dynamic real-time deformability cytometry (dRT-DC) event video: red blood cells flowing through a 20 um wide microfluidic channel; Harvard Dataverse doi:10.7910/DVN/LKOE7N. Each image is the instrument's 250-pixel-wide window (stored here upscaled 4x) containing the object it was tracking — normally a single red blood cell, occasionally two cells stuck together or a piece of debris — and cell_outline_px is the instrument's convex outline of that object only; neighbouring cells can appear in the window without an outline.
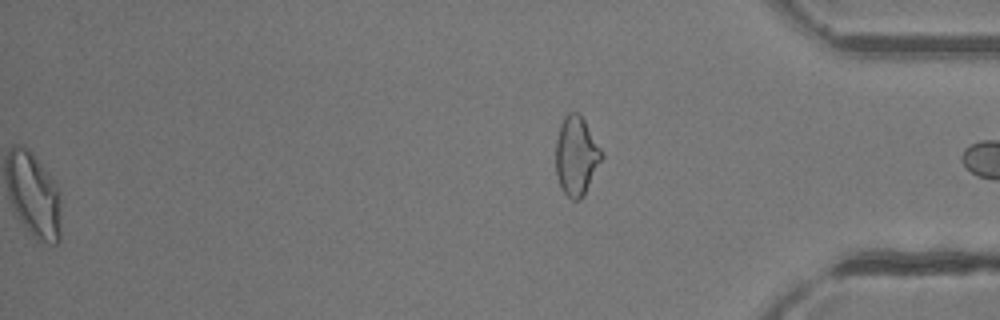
{"species": "common noctule bat (a hibernating species)", "species_latin": "Nyctalus noctula", "temperature_condition": "room temperature", "stored_images_in_passage": 47, "segment_of_instrument_passage": [2, 2], "camera_frame_rate_fps": 3000, "um_per_image_px": 0.085, "animal": {"sex": "female"}, "frame": {"image": 1, "passage_image": 47, "time_ms": 15.333, "image_size_px": [1000, 320], "cell_outline_px": [[604, 156], [584, 196], [580, 200], [572, 200], [564, 192], [560, 184], [556, 172], [556, 140], [560, 124], [564, 116], [568, 112], [576, 112], [584, 120], [604, 152]], "centroid_in_image_um": [49.01, 13.25], "position_along_channel_um": 386.2, "area_um2": 21.21}}